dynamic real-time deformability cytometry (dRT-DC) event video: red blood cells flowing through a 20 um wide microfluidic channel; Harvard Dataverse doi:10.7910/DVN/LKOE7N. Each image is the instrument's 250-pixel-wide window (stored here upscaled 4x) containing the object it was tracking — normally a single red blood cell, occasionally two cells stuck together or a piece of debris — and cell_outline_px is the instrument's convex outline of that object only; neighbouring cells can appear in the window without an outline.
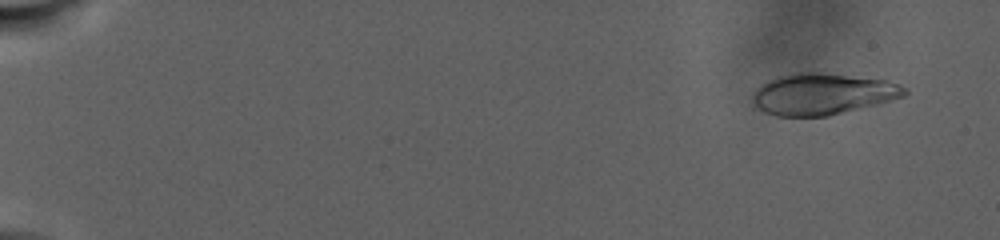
{"species": "human", "species_latin": "Homo sapiens", "temperature_condition": "warm", "stored_images_in_passage": 42, "camera_frame_rate_fps": 3000, "um_per_image_px": 0.085, "donor": {"sex": "male"}, "frame": {"image": 1, "passage_image": 3, "time_ms": 1.667, "image_size_px": [1000, 240], "cell_outline_px": [[908, 92], [904, 96], [876, 104], [828, 116], [776, 116], [752, 108], [752, 92], [760, 84], [776, 76], [796, 72], [816, 72], [888, 80], [900, 84], [908, 88]], "centroid_in_image_um": [69.85, 7.99], "position_along_channel_um": 15.2, "area_um2": 37.05}}
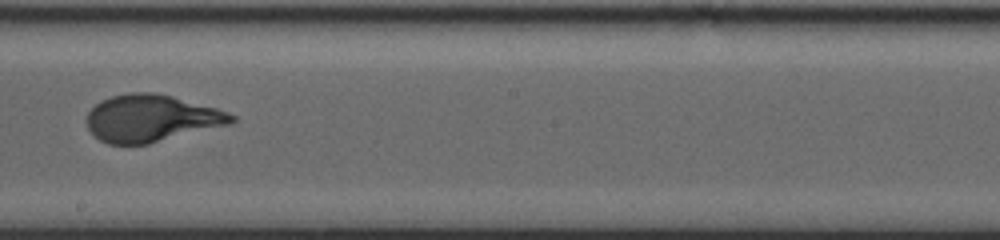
{"frame": {"image": 2, "passage_image": 24, "time_ms": 18.667, "image_size_px": [1000, 240], "cell_outline_px": [[236, 120], [232, 124], [148, 144], [108, 144], [92, 136], [84, 120], [88, 112], [100, 100], [112, 96], [132, 92], [152, 92], [172, 96], [216, 108], [228, 112], [236, 116]], "centroid_in_image_um": [12.84, 10.06], "position_along_channel_um": 235.4, "area_um2": 40.0}}
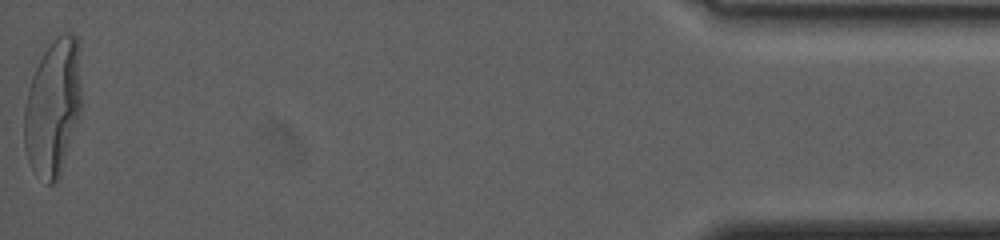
{"frame": {"image": 3, "passage_image": 42, "time_ms": 30.333, "image_size_px": [1000, 240], "cell_outline_px": [[80, 116], [60, 176], [52, 184], [48, 184], [32, 168], [28, 160], [24, 148], [24, 108], [28, 88], [32, 76], [44, 52], [52, 40], [56, 36], [64, 32], [68, 32], [76, 36], [80, 84]], "centroid_in_image_um": [4.49, 9.16], "position_along_channel_um": 430.7, "area_um2": 45.26}, "authors_computed_cell_mechanics": {"area_um2": 39.3618, "velocity_mm_per_s": 2.3462, "shape_relaxation_time_tau1_ms": 6.4772, "shape_relaxation_time_tau2_ms": null, "deformation_change_tau1": 0.2268, "deformation_change_tau2": null}}